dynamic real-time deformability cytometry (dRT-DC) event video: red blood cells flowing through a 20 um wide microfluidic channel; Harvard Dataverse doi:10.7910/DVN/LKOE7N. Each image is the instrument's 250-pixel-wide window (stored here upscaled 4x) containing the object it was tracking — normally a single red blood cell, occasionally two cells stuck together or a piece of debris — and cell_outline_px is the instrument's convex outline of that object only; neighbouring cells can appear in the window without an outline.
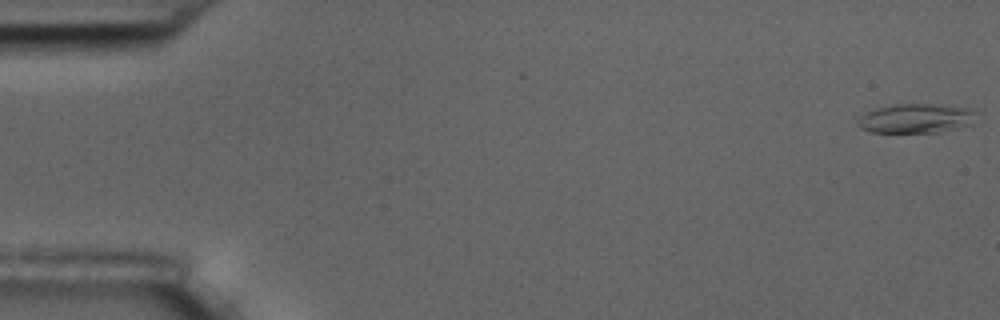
{"species": "common noctule bat (a hibernating species)", "species_latin": "Nyctalus noctula", "temperature_condition": "room temperature", "stored_images_in_passage": 56, "camera_frame_rate_fps": 3000, "um_per_image_px": 0.085, "animal": {"sex": "male", "body_mass_g": 17.5, "forearm_length_mm": 52.3}, "frame": {"image": 1, "passage_image": 1, "time_ms": 0.0, "image_size_px": [1000, 320], "cell_outline_px": [[972, 124], [940, 132], [868, 132], [860, 128], [856, 124], [856, 116], [892, 104], [940, 104], [968, 108], [972, 112]], "centroid_in_image_um": [77.76, 10.07], "position_along_channel_um": 7.2, "area_um2": 20.11}}
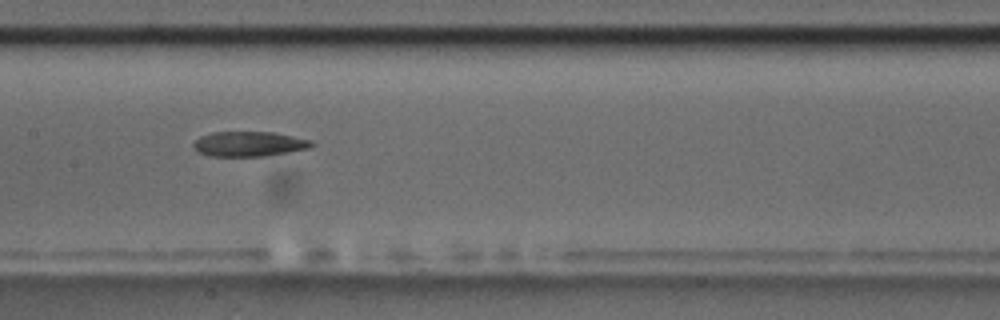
{"frame": {"image": 2, "passage_image": 28, "time_ms": 9.0, "image_size_px": [1000, 320], "cell_outline_px": [[316, 144], [308, 148], [268, 156], [208, 156], [192, 148], [192, 144], [200, 136], [212, 132], [272, 132], [312, 140]], "centroid_in_image_um": [21.16, 12.24], "position_along_channel_um": 186.2, "area_um2": 17.22}}
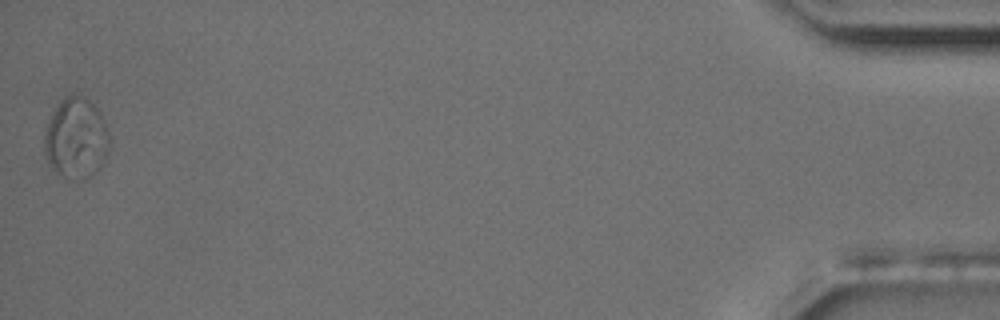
{"frame": {"image": 3, "passage_image": 56, "time_ms": 18.333, "image_size_px": [1000, 320], "cell_outline_px": [[112, 140], [104, 160], [100, 168], [92, 176], [84, 180], [60, 172], [48, 164], [44, 152], [44, 136], [48, 124], [56, 108], [68, 96], [84, 96], [100, 112]], "centroid_in_image_um": [6.52, 11.77], "position_along_channel_um": 428.7, "area_um2": 29.94}}